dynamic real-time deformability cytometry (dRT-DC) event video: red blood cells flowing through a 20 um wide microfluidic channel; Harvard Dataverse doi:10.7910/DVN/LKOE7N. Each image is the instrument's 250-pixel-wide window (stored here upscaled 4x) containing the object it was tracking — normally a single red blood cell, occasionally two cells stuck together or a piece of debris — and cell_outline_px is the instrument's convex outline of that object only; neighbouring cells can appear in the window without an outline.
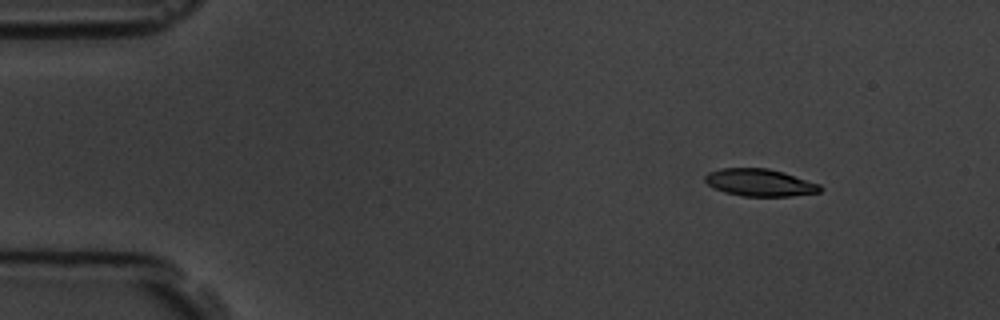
{"species": "common noctule bat (a hibernating species)", "species_latin": "Nyctalus noctula", "temperature_condition": "room temperature", "stored_images_in_passage": 51, "camera_frame_rate_fps": 3000, "um_per_image_px": 0.085, "animal": {"sex": "male", "body_mass_g": 19.5, "forearm_length_mm": 54.6}, "frame": {"image": 1, "passage_image": 1, "time_ms": 0.0, "image_size_px": [1000, 320], "cell_outline_px": [[824, 188], [820, 192], [792, 196], [744, 196], [724, 192], [708, 184], [704, 180], [704, 176], [708, 172], [720, 168], [768, 168], [784, 172], [820, 184]], "centroid_in_image_um": [64.6, 15.51], "position_along_channel_um": 20.4, "area_um2": 18.38}}
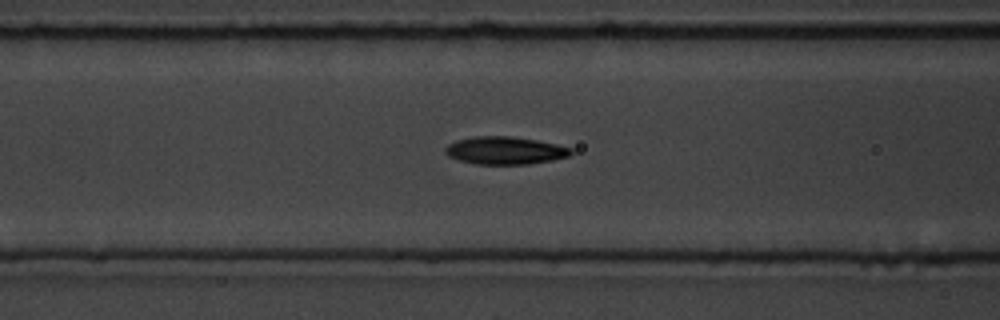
{"frame": {"image": 2, "passage_image": 17, "time_ms": 5.333, "image_size_px": [1000, 320], "cell_outline_px": [[572, 152], [568, 156], [552, 160], [528, 164], [476, 164], [460, 160], [448, 156], [444, 152], [444, 148], [448, 144], [456, 140], [472, 136], [512, 136], [536, 140], [556, 144], [572, 148]], "centroid_in_image_um": [42.89, 12.78], "position_along_channel_um": 123.7, "area_um2": 20.29}}
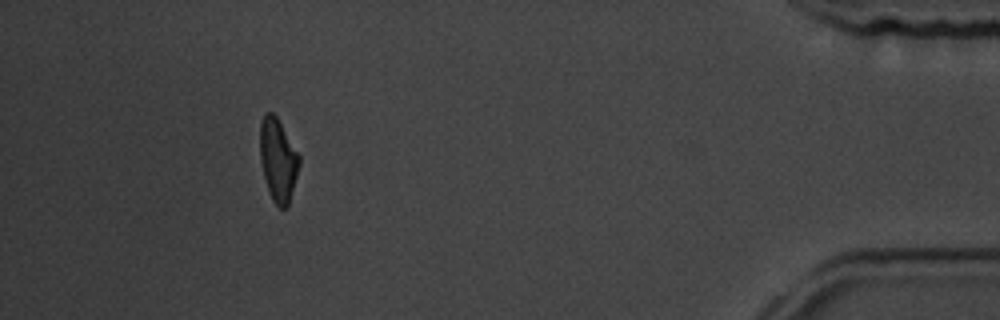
{"frame": {"image": 3, "passage_image": 46, "time_ms": 15.0, "image_size_px": [1000, 320], "cell_outline_px": [[300, 164], [288, 204], [284, 208], [280, 208], [272, 200], [268, 192], [260, 160], [260, 124], [264, 112], [272, 112], [276, 116], [300, 156]], "centroid_in_image_um": [23.61, 13.58], "position_along_channel_um": 411.6, "area_um2": 18.79}, "authors_computed_cell_mechanics": {"area_um2": 19.4208, "velocity_mm_per_s": 3.605, "shape_relaxation_time_tau1_ms": 2.8578, "shape_relaxation_time_tau2_ms": 4.3513, "deformation_change_tau1": 0.1456, "deformation_change_tau2": 0.1254}}